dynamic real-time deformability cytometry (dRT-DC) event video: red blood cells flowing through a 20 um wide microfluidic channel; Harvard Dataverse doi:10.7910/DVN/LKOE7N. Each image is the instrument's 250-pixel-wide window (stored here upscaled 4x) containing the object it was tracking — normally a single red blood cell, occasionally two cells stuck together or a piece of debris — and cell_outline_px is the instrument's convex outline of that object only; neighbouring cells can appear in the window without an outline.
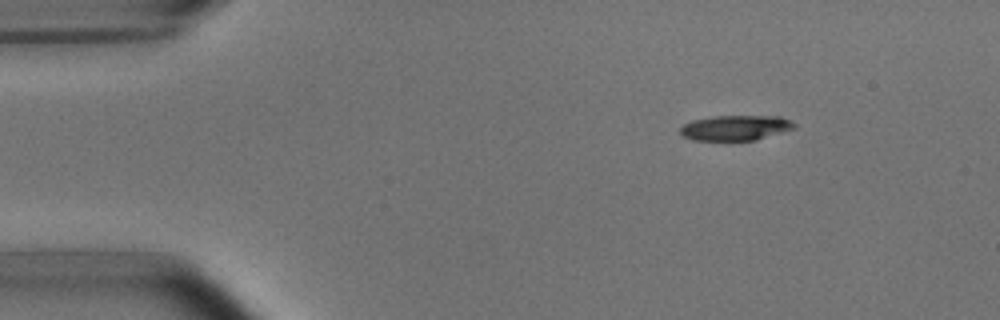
{"species": "common noctule bat (a hibernating species)", "species_latin": "Nyctalus noctula", "temperature_condition": "room temperature", "stored_images_in_passage": 4, "camera_frame_rate_fps": 3000, "um_per_image_px": 0.085, "animal": {"sex": "male", "body_mass_g": 15.6}, "frame": {"image": 1, "passage_image": 2, "time_ms": 1.0, "image_size_px": [1000, 320], "cell_outline_px": [[796, 128], [756, 140], [692, 140], [680, 136], [680, 128], [684, 124], [692, 120], [712, 116], [780, 116], [792, 120], [796, 124]], "centroid_in_image_um": [62.52, 10.86], "position_along_channel_um": 22.5, "area_um2": 16.94}}